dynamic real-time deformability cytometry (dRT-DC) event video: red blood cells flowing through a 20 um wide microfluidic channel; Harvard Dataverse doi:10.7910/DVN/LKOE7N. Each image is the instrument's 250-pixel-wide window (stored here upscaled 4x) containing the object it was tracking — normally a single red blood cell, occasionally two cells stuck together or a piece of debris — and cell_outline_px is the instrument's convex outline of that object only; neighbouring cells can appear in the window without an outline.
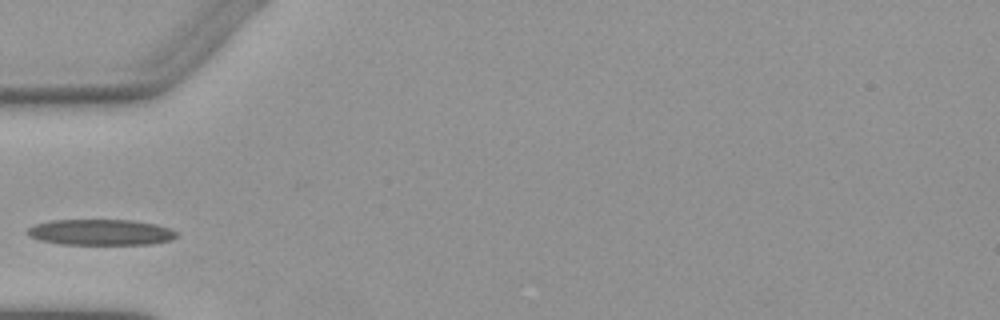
{"species": "Egyptian fruit bat (a non-hibernating species)", "species_latin": "Rousettus aegyptiacus", "temperature_condition": "warm", "stored_images_in_passage": 3, "camera_frame_rate_fps": 3000, "um_per_image_px": 0.085, "animal": {"sex": "female"}, "frame": {"image": 1, "passage_image": 2, "time_ms": 1.333, "image_size_px": [1000, 320], "cell_outline_px": [[180, 236], [172, 240], [152, 244], [60, 244], [40, 240], [28, 236], [24, 232], [28, 228], [36, 224], [52, 220], [132, 220], [156, 224], [172, 228]], "centroid_in_image_um": [8.59, 19.74], "position_along_channel_um": 76.4, "area_um2": 22.72}}
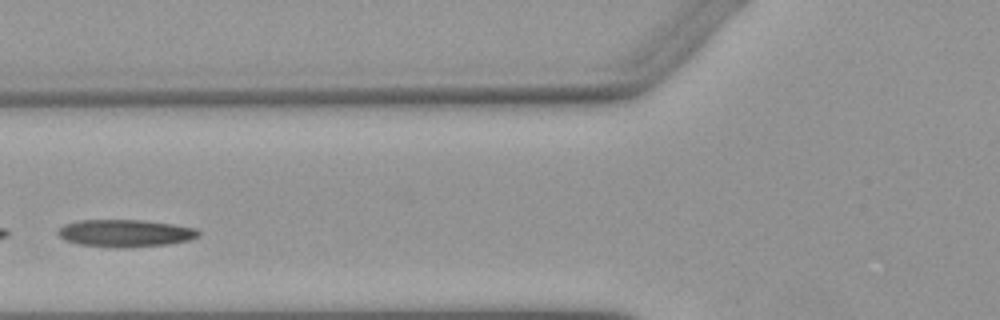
{"frame": {"image": 2, "passage_image": 3, "time_ms": 2.333, "image_size_px": [1000, 320], "cell_outline_px": [[200, 236], [188, 240], [168, 244], [132, 248], [112, 248], [80, 244], [64, 240], [56, 232], [64, 224], [80, 220], [140, 220], [172, 224], [196, 228], [200, 232]], "centroid_in_image_um": [10.65, 19.83], "position_along_channel_um": 115.2, "area_um2": 22.54}}